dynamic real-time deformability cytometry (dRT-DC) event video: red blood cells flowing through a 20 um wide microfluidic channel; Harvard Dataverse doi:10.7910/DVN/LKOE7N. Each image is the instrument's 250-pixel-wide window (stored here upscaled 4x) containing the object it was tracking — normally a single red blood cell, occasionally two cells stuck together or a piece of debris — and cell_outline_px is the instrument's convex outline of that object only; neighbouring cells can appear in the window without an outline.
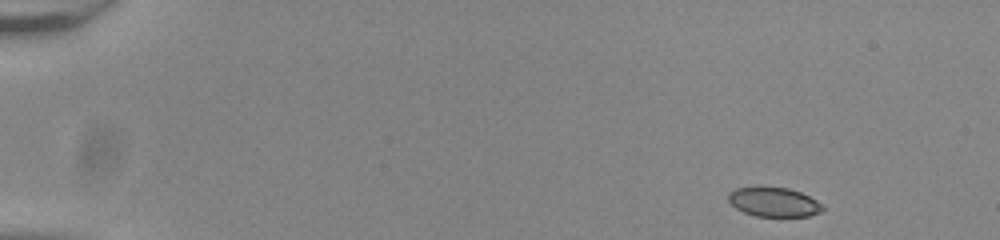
{"species": "common noctule bat (a hibernating species)", "species_latin": "Nyctalus noctula", "temperature_condition": "room temperature", "stored_images_in_passage": 50, "camera_frame_rate_fps": 3000, "um_per_image_px": 0.085, "animal": {"sex": "male", "body_mass_g": 20.0, "forearm_length_mm": 53.3}, "frame": {"image": 1, "passage_image": 1, "time_ms": 0.0, "image_size_px": [1000, 240], "cell_outline_px": [[824, 208], [820, 212], [808, 216], [756, 216], [744, 212], [736, 208], [728, 200], [728, 192], [736, 188], [788, 188], [800, 192], [816, 200]], "centroid_in_image_um": [65.76, 17.18], "position_along_channel_um": 19.2, "area_um2": 15.72}}
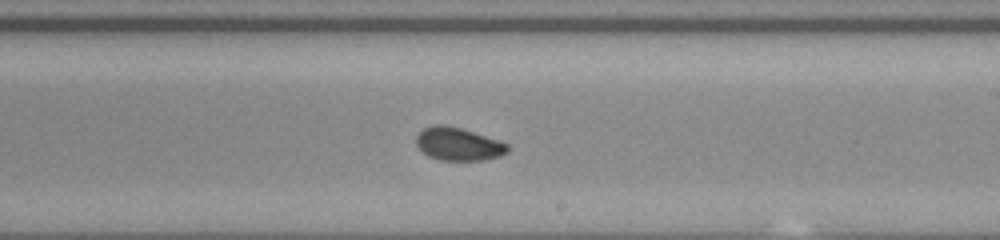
{"frame": {"image": 2, "passage_image": 29, "time_ms": 9.333, "image_size_px": [1000, 240], "cell_outline_px": [[508, 152], [500, 156], [484, 160], [440, 160], [428, 156], [416, 144], [416, 136], [424, 128], [436, 124], [444, 124], [460, 128], [508, 144]], "centroid_in_image_um": [38.94, 12.25], "position_along_channel_um": 250.1, "area_um2": 17.28}}
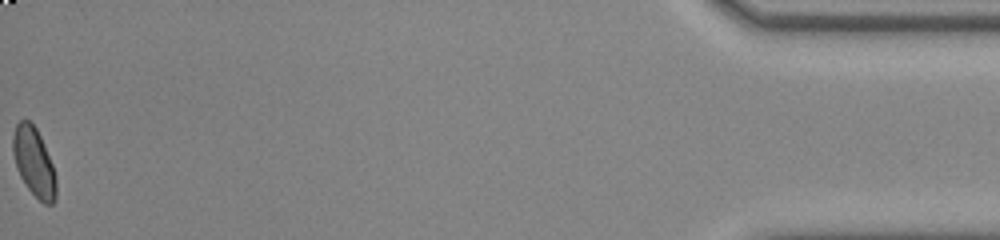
{"frame": {"image": 3, "passage_image": 50, "time_ms": 16.333, "image_size_px": [1000, 240], "cell_outline_px": [[56, 196], [52, 204], [44, 204], [28, 188], [20, 176], [16, 168], [12, 152], [12, 136], [16, 124], [20, 120], [28, 120], [36, 128], [40, 136], [52, 164], [56, 180]], "centroid_in_image_um": [2.86, 13.76], "position_along_channel_um": 432.3, "area_um2": 17.17}, "authors_computed_cell_mechanics": {"area_um2": 17.34, "velocity_mm_per_s": 3.8444, "shape_relaxation_time_tau1_ms": 5.2818, "shape_relaxation_time_tau2_ms": 1.9282, "deformation_change_tau1": 0.1005, "deformation_change_tau2": 0.0534}}